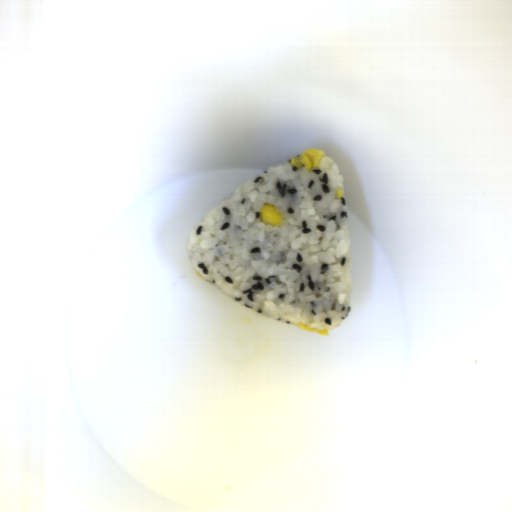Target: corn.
<instances>
[{"label":"corn","mask_w":512,"mask_h":512,"mask_svg":"<svg viewBox=\"0 0 512 512\" xmlns=\"http://www.w3.org/2000/svg\"><path fill=\"white\" fill-rule=\"evenodd\" d=\"M324 156V150L308 149L299 156L292 157L290 163L294 168H305L310 171L312 168H318Z\"/></svg>","instance_id":"51d56268"},{"label":"corn","mask_w":512,"mask_h":512,"mask_svg":"<svg viewBox=\"0 0 512 512\" xmlns=\"http://www.w3.org/2000/svg\"><path fill=\"white\" fill-rule=\"evenodd\" d=\"M259 217L264 224L277 227L281 225L283 218L273 204L264 205L259 213Z\"/></svg>","instance_id":"f1292c28"},{"label":"corn","mask_w":512,"mask_h":512,"mask_svg":"<svg viewBox=\"0 0 512 512\" xmlns=\"http://www.w3.org/2000/svg\"><path fill=\"white\" fill-rule=\"evenodd\" d=\"M297 327H298V329H300L302 331H308V332L318 333V334H321L324 336H329V332H328L327 328H324L323 330H316L315 328L307 327L306 324H302L300 322L297 323Z\"/></svg>","instance_id":"5cfa1b94"},{"label":"corn","mask_w":512,"mask_h":512,"mask_svg":"<svg viewBox=\"0 0 512 512\" xmlns=\"http://www.w3.org/2000/svg\"><path fill=\"white\" fill-rule=\"evenodd\" d=\"M336 197L338 199L343 197V190L341 188H339V187H336Z\"/></svg>","instance_id":"cfcad685"}]
</instances>
